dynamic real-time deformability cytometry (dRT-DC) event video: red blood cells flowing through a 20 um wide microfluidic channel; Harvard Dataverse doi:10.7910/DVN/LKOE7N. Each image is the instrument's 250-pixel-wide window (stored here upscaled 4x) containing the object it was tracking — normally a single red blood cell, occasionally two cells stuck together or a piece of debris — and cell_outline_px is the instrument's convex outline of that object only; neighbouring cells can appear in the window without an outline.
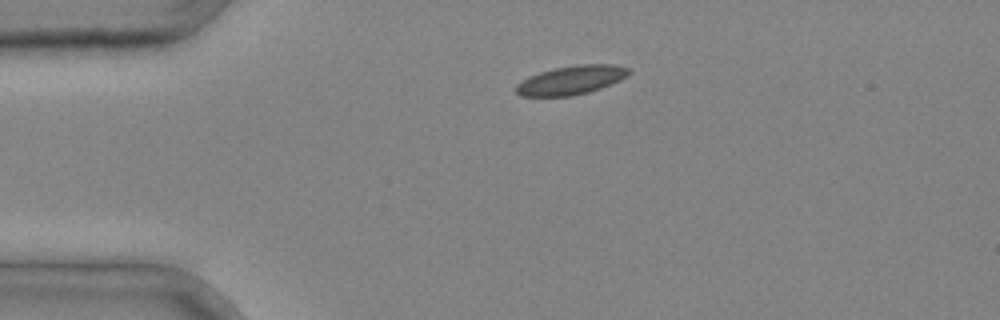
{"species": "common noctule bat (a hibernating species)", "species_latin": "Nyctalus noctula", "temperature_condition": "cold", "stored_images_in_passage": 2, "camera_frame_rate_fps": 3000, "um_per_image_px": 0.085, "animal": {"sex": "male", "body_mass_g": 20.4}, "frame": {"image": 1, "passage_image": 1, "time_ms": 0.0, "image_size_px": [1000, 320], "cell_outline_px": [[632, 72], [628, 76], [620, 80], [600, 88], [588, 92], [572, 96], [520, 96], [516, 92], [516, 84], [528, 76], [552, 68], [580, 64], [612, 64], [628, 68]], "centroid_in_image_um": [48.55, 6.8], "position_along_channel_um": 36.5, "area_um2": 19.02}}